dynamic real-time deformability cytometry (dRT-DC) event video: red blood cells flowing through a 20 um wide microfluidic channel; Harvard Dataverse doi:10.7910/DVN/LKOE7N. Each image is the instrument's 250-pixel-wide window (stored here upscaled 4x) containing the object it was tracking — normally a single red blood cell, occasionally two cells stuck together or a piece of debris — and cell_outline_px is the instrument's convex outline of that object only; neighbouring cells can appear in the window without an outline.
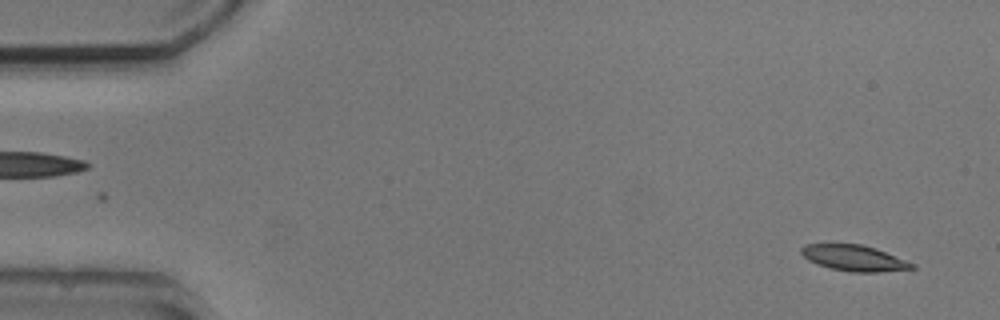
{"species": "common noctule bat (a hibernating species)", "species_latin": "Nyctalus noctula", "temperature_condition": "cold", "stored_images_in_passage": 5, "segment_of_instrument_passage": [2, 2], "camera_frame_rate_fps": 3000, "um_per_image_px": 0.085, "animal": {"sex": "male", "body_mass_g": 20.5, "forearm_length_mm": 52.5}, "frame": {"image": 1, "passage_image": 5, "time_ms": 5.0, "image_size_px": [1000, 320], "cell_outline_px": [[916, 268], [880, 272], [852, 272], [832, 268], [816, 264], [808, 260], [800, 252], [800, 248], [804, 244], [864, 244], [876, 248], [916, 264]], "centroid_in_image_um": [72.61, 21.93], "position_along_channel_um": 12.4, "area_um2": 16.76}}